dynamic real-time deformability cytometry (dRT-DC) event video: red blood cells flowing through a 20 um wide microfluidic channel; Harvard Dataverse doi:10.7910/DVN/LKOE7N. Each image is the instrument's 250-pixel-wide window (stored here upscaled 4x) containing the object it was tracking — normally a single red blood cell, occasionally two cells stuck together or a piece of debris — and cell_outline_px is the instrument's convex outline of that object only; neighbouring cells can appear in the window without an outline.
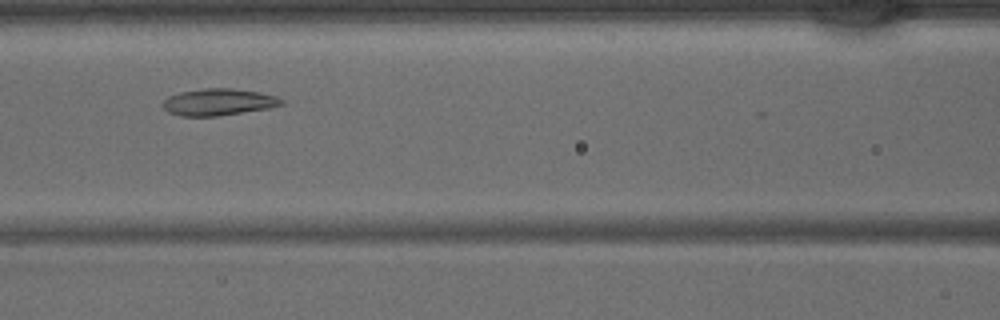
{"species": "common noctule bat (a hibernating species)", "species_latin": "Nyctalus noctula", "temperature_condition": "warm", "stored_images_in_passage": 36, "camera_frame_rate_fps": 3000, "um_per_image_px": 0.085, "animal": {"sex": "male", "body_mass_g": 15.6}, "frame": {"image": 1, "passage_image": 12, "time_ms": 3.667, "image_size_px": [1000, 320], "cell_outline_px": [[284, 104], [268, 108], [216, 116], [180, 116], [168, 112], [164, 108], [164, 100], [168, 96], [180, 92], [204, 88], [232, 88], [260, 92], [276, 96], [284, 100]], "centroid_in_image_um": [18.58, 8.67], "position_along_channel_um": 148.0, "area_um2": 18.44}}
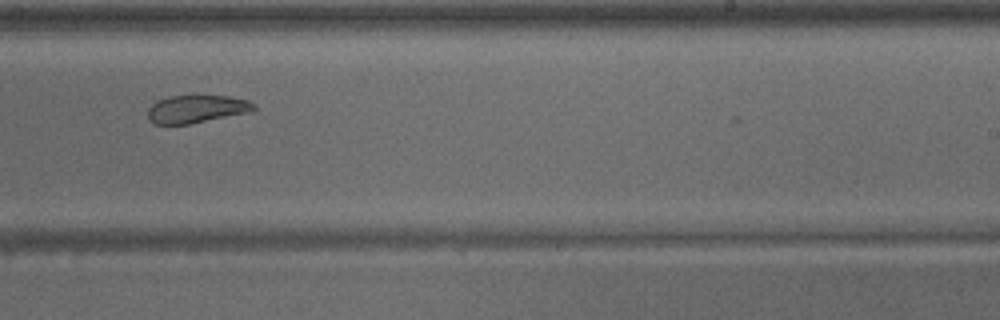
{"frame": {"image": 2, "passage_image": 20, "time_ms": 6.333, "image_size_px": [1000, 320], "cell_outline_px": [[256, 108], [248, 112], [188, 124], [156, 124], [148, 116], [148, 108], [156, 100], [172, 96], [196, 92], [228, 96], [248, 100], [256, 104]], "centroid_in_image_um": [16.71, 9.2], "position_along_channel_um": 272.3, "area_um2": 17.69}}
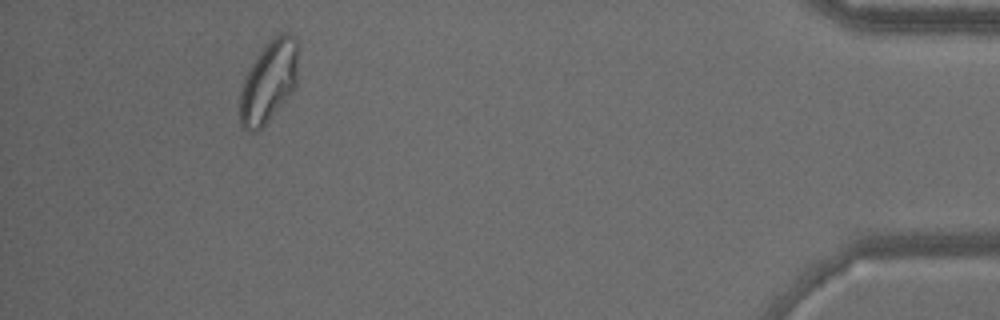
{"frame": {"image": 3, "passage_image": 33, "time_ms": 10.667, "image_size_px": [1000, 320], "cell_outline_px": [[296, 88], [264, 124], [260, 128], [252, 132], [244, 128], [240, 124], [240, 92], [244, 76], [260, 52], [280, 32], [288, 32], [296, 40]], "centroid_in_image_um": [22.82, 6.95], "position_along_channel_um": 412.4, "area_um2": 26.99}}